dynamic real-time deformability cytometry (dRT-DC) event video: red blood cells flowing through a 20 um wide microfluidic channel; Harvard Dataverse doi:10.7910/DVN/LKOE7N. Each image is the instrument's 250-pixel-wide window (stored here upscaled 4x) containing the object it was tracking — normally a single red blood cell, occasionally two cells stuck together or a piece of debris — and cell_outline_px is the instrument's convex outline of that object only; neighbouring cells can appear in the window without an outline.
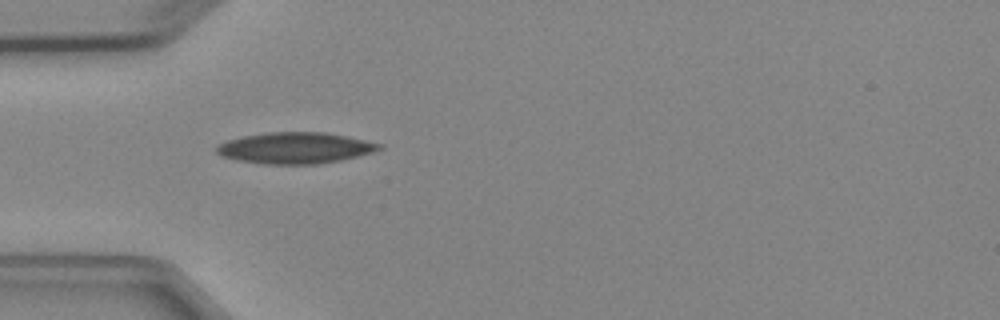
{"species": "Egyptian fruit bat (a non-hibernating species)", "species_latin": "Rousettus aegyptiacus", "temperature_condition": "cold", "stored_images_in_passage": 3, "camera_frame_rate_fps": 3000, "um_per_image_px": 0.085, "animal": {"sex": "female"}, "frame": {"image": 1, "passage_image": 1, "time_ms": 0.0, "image_size_px": [1000, 320], "cell_outline_px": [[384, 148], [372, 152], [340, 160], [320, 164], [264, 164], [236, 160], [220, 156], [216, 152], [216, 144], [228, 140], [244, 136], [268, 132], [324, 132], [384, 144]], "centroid_in_image_um": [25.06, 12.58], "position_along_channel_um": 59.9, "area_um2": 29.59}}